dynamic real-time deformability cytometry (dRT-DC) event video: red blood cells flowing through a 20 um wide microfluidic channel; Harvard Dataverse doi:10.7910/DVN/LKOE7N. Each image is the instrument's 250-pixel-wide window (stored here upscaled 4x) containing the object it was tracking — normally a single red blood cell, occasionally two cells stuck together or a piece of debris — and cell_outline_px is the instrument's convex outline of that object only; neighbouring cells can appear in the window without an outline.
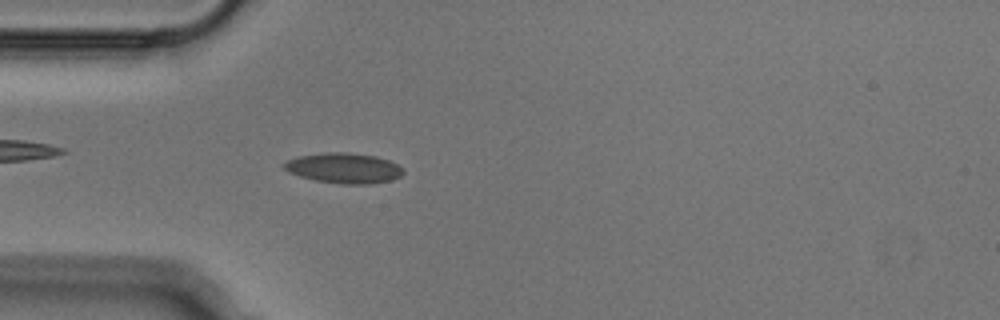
{"species": "Egyptian fruit bat (a non-hibernating species)", "species_latin": "Rousettus aegyptiacus", "temperature_condition": "cold", "stored_images_in_passage": 51, "camera_frame_rate_fps": 3000, "um_per_image_px": 0.085, "animal": {"sex": "male"}, "frame": {"image": 1, "passage_image": 14, "time_ms": 4.333, "image_size_px": [1000, 320], "cell_outline_px": [[404, 172], [400, 176], [392, 180], [368, 184], [340, 184], [316, 180], [300, 176], [288, 172], [284, 168], [284, 164], [288, 160], [300, 156], [324, 152], [348, 152], [376, 156], [388, 160], [404, 168]], "centroid_in_image_um": [29.26, 14.29], "position_along_channel_um": 55.7, "area_um2": 20.98}}
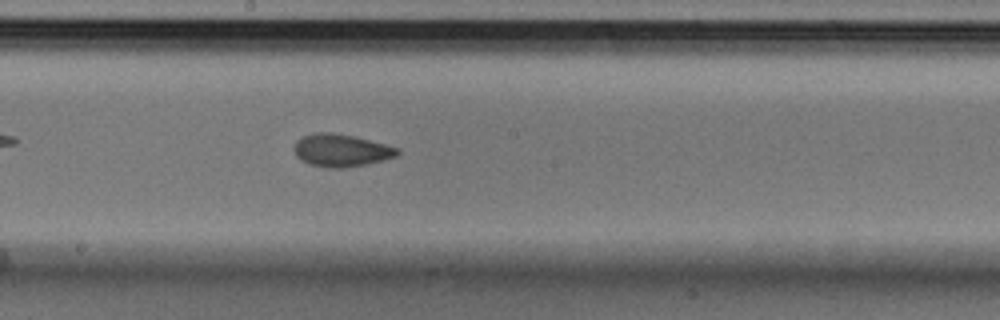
{"frame": {"image": 2, "passage_image": 27, "time_ms": 8.667, "image_size_px": [1000, 320], "cell_outline_px": [[400, 152], [396, 156], [384, 160], [368, 164], [344, 168], [328, 168], [308, 164], [300, 160], [296, 156], [292, 148], [296, 140], [304, 136], [320, 132], [328, 132], [352, 136], [400, 148]], "centroid_in_image_um": [28.97, 12.8], "position_along_channel_um": 219.2, "area_um2": 19.65}}
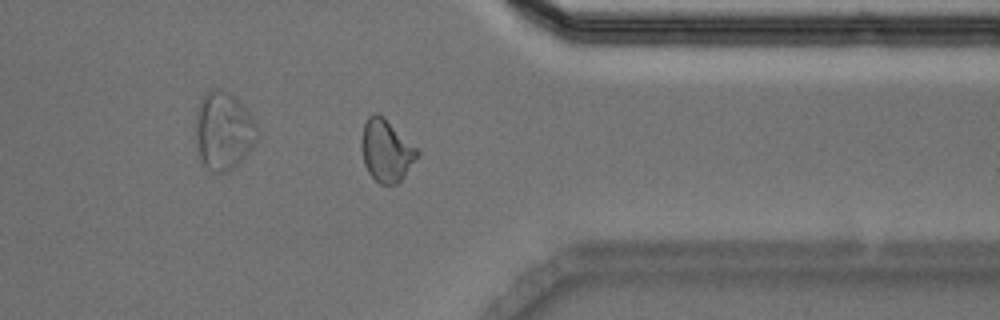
{"frame": {"image": 3, "passage_image": 40, "time_ms": 13.0, "image_size_px": [1000, 320], "cell_outline_px": [[420, 156], [404, 176], [396, 184], [380, 184], [368, 172], [364, 164], [360, 148], [360, 144], [364, 124], [368, 116], [372, 112], [376, 112], [384, 116], [420, 152]], "centroid_in_image_um": [32.82, 12.78], "position_along_channel_um": 378.6, "area_um2": 20.35}}